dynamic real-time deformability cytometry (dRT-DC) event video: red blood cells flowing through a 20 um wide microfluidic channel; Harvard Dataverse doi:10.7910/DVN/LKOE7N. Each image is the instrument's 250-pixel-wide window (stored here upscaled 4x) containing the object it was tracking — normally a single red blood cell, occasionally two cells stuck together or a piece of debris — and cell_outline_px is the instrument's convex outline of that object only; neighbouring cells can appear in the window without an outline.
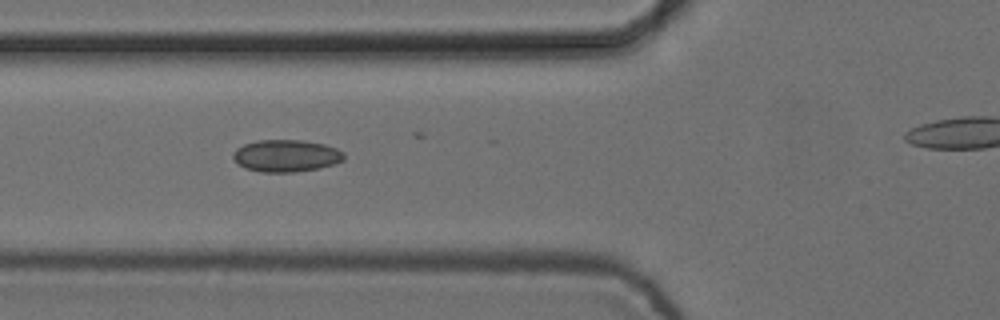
{"species": "common noctule bat (a hibernating species)", "species_latin": "Nyctalus noctula", "temperature_condition": "cold", "stored_images_in_passage": 17, "camera_frame_rate_fps": 3000, "um_per_image_px": 0.085, "animal": {"sex": "female", "body_mass_g": 24.6, "forearm_length_mm": 56.2}, "frame": {"image": 1, "passage_image": 6, "time_ms": 1.667, "image_size_px": [1000, 320], "cell_outline_px": [[344, 160], [320, 168], [296, 172], [260, 172], [244, 168], [232, 156], [232, 152], [236, 148], [244, 144], [256, 140], [304, 140], [324, 144], [336, 148], [344, 152]], "centroid_in_image_um": [24.32, 13.23], "position_along_channel_um": 101.5, "area_um2": 20.87}}
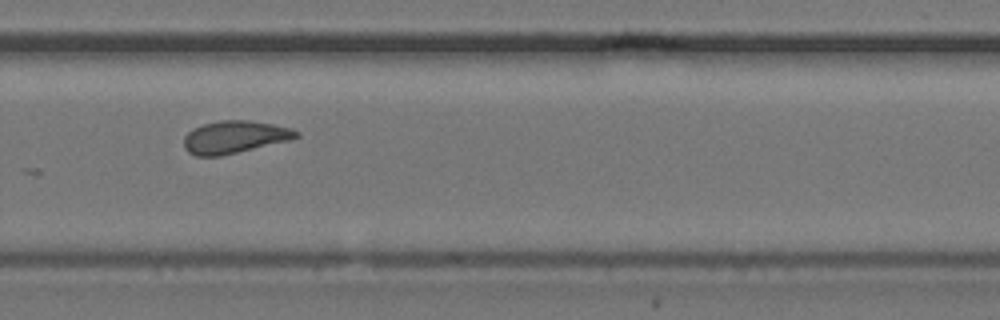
{"frame": {"image": 2, "passage_image": 13, "time_ms": 4.0, "image_size_px": [1000, 320], "cell_outline_px": [[300, 136], [288, 140], [220, 156], [196, 156], [188, 152], [184, 148], [184, 136], [192, 128], [204, 124], [220, 120], [248, 120], [272, 124], [292, 128], [300, 132]], "centroid_in_image_um": [19.91, 11.64], "position_along_channel_um": 309.9, "area_um2": 21.15}}
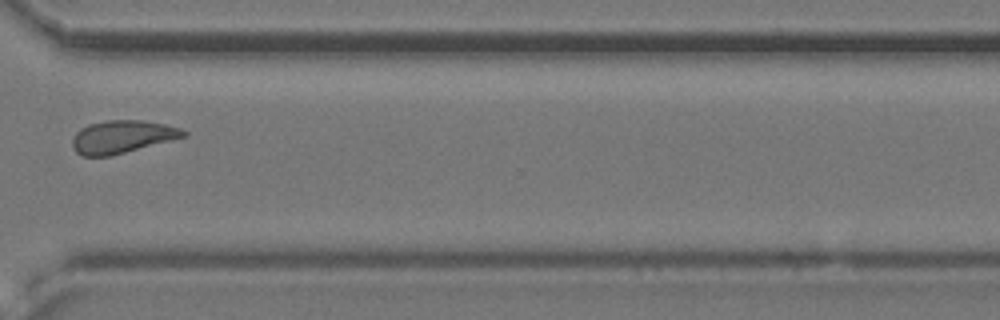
{"frame": {"image": 3, "passage_image": 14, "time_ms": 4.333, "image_size_px": [1000, 320], "cell_outline_px": [[188, 136], [112, 156], [80, 156], [72, 148], [72, 136], [80, 128], [88, 124], [104, 120], [140, 120], [164, 124], [180, 128], [188, 132]], "centroid_in_image_um": [10.36, 11.63], "position_along_channel_um": 360.2, "area_um2": 21.56}}